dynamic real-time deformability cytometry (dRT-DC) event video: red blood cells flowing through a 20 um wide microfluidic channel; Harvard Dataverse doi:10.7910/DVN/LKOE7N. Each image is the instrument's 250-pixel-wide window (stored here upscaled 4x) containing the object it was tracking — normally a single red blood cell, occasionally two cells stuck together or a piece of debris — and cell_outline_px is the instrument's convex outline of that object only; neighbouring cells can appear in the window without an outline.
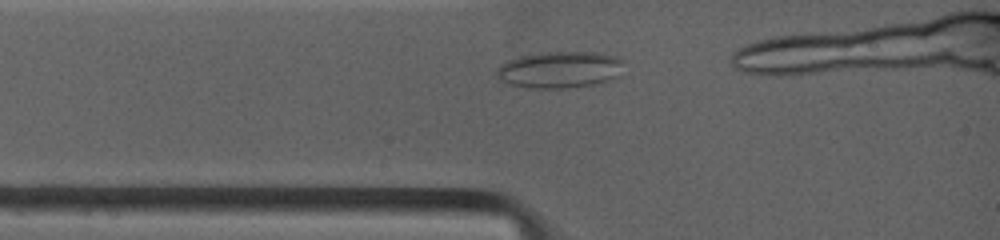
{"species": "common noctule bat (a hibernating species)", "species_latin": "Nyctalus noctula", "temperature_condition": "warm", "stored_images_in_passage": 4, "camera_frame_rate_fps": 4500, "um_per_image_px": 0.085, "animal": {"sex": "female", "body_mass_g": 19.0, "forearm_length_mm": 53.3}, "frame": {"image": 1, "passage_image": 1, "time_ms": 0.0, "image_size_px": [1000, 240], "cell_outline_px": [[624, 60], [604, 80], [588, 84], [564, 88], [536, 88], [512, 84], [504, 80], [496, 72], [508, 60], [520, 56], [544, 52], [596, 52], [616, 56]], "centroid_in_image_um": [47.49, 5.88], "position_along_channel_um": 37.5, "area_um2": 25.55}}